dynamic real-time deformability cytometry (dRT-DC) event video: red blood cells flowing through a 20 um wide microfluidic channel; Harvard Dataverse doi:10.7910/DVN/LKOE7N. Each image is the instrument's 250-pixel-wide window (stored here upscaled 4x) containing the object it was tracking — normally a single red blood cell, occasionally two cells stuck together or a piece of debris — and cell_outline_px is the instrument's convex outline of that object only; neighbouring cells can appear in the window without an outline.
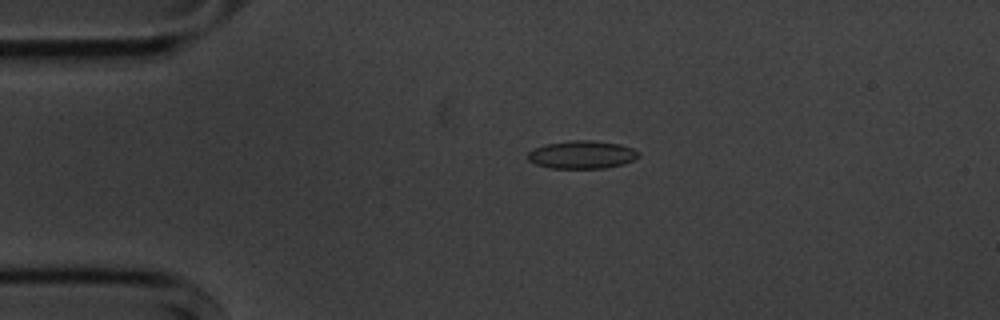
{"species": "common noctule bat (a hibernating species)", "species_latin": "Nyctalus noctula", "temperature_condition": "cold", "stored_images_in_passage": 2, "camera_frame_rate_fps": 3000, "um_per_image_px": 0.085, "animal": {"sex": "male", "body_mass_g": 20.1, "forearm_length_mm": 53.5}, "frame": {"image": 1, "passage_image": 1, "time_ms": 0.0, "image_size_px": [1000, 320], "cell_outline_px": [[640, 156], [624, 164], [604, 168], [548, 168], [536, 164], [528, 160], [528, 152], [544, 144], [572, 140], [592, 140], [620, 144], [632, 148], [640, 152]], "centroid_in_image_um": [49.48, 13.14], "position_along_channel_um": 35.5, "area_um2": 18.09}}
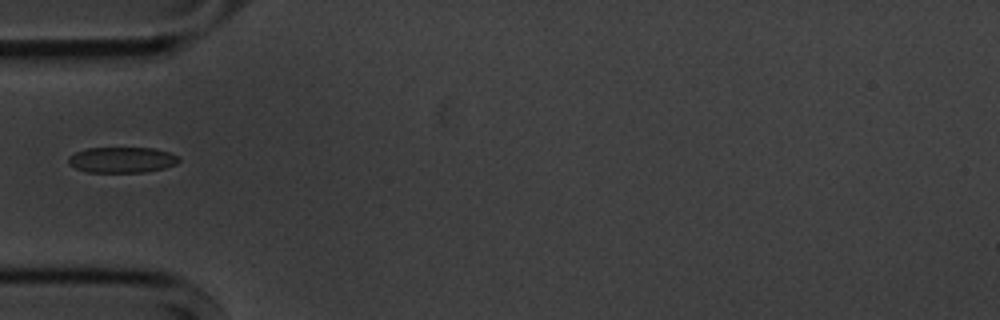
{"frame": {"image": 2, "passage_image": 2, "time_ms": 2.0, "image_size_px": [1000, 320], "cell_outline_px": [[180, 160], [176, 164], [164, 168], [144, 172], [88, 172], [76, 168], [68, 164], [68, 156], [76, 152], [88, 148], [152, 148], [168, 152], [180, 156]], "centroid_in_image_um": [10.37, 13.59], "position_along_channel_um": 74.6, "area_um2": 16.53}}